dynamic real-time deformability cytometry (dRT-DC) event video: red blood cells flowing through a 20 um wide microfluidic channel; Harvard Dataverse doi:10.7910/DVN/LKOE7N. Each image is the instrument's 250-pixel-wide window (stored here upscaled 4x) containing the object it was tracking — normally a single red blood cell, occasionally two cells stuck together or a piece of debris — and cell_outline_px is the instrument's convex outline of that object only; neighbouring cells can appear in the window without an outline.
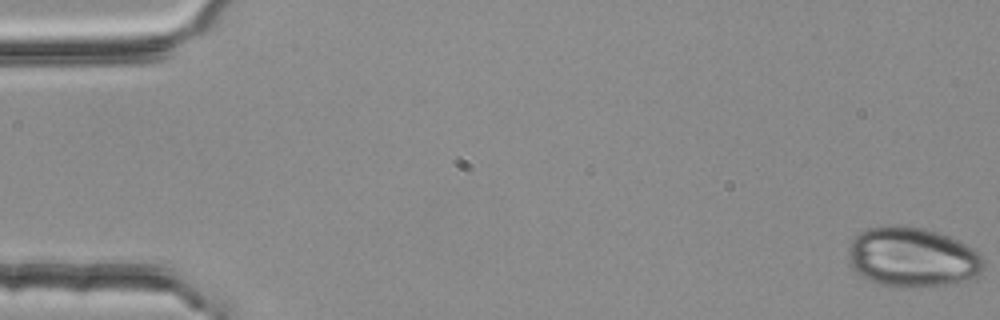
{"species": "common noctule bat (a hibernating species)", "species_latin": "Nyctalus noctula", "temperature_condition": "room temperature", "stored_images_in_passage": 53, "camera_frame_rate_fps": 3000, "um_per_image_px": 0.085, "animal": {"sex": "female", "body_mass_g": 25.1}, "frame": {"image": 1, "passage_image": 1, "time_ms": 0.0, "image_size_px": [1000, 320], "cell_outline_px": [[984, 264], [980, 272], [976, 276], [944, 284], [904, 288], [880, 284], [868, 280], [856, 272], [852, 268], [848, 252], [848, 248], [852, 240], [860, 232], [868, 228], [888, 224], [900, 224], [924, 228], [948, 236], [980, 252], [984, 260]], "centroid_in_image_um": [77.5, 21.84], "position_along_channel_um": 7.5, "area_um2": 47.05}}
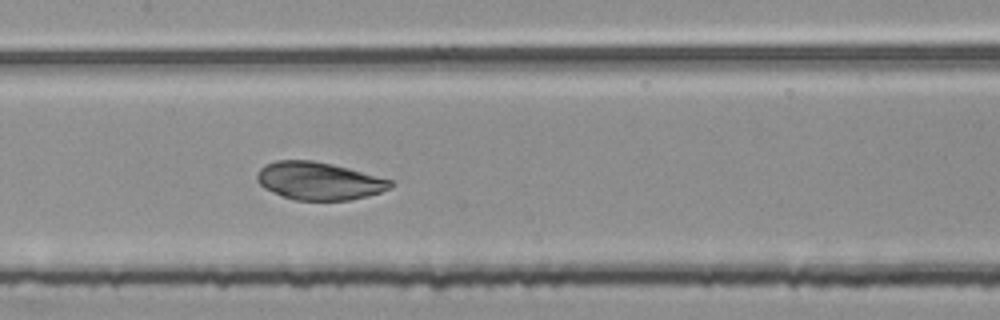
{"frame": {"image": 2, "passage_image": 27, "time_ms": 8.667, "image_size_px": [1000, 320], "cell_outline_px": [[396, 184], [380, 192], [368, 196], [348, 200], [296, 200], [280, 196], [264, 188], [256, 180], [256, 172], [264, 164], [276, 160], [312, 160], [332, 164], [348, 168], [392, 180]], "centroid_in_image_um": [27.07, 15.38], "position_along_channel_um": 180.3, "area_um2": 29.48}}
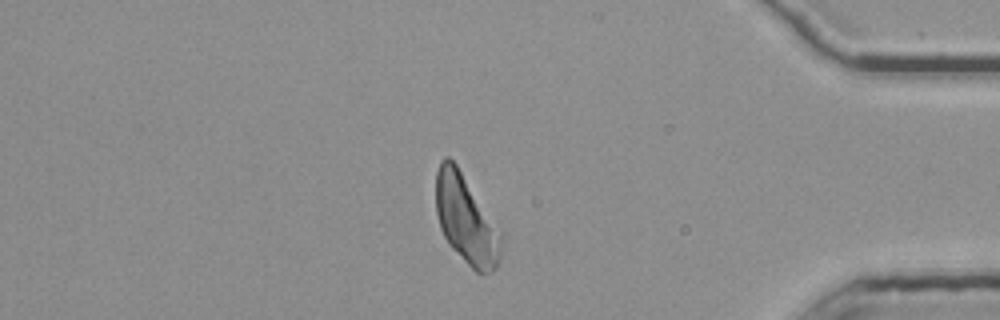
{"frame": {"image": 3, "passage_image": 47, "time_ms": 15.333, "image_size_px": [1000, 320], "cell_outline_px": [[504, 232], [500, 252], [496, 268], [492, 272], [476, 272], [448, 244], [440, 228], [436, 212], [436, 172], [440, 160], [444, 156], [448, 156], [456, 164]], "centroid_in_image_um": [39.64, 18.63], "position_along_channel_um": 395.6, "area_um2": 34.16}}